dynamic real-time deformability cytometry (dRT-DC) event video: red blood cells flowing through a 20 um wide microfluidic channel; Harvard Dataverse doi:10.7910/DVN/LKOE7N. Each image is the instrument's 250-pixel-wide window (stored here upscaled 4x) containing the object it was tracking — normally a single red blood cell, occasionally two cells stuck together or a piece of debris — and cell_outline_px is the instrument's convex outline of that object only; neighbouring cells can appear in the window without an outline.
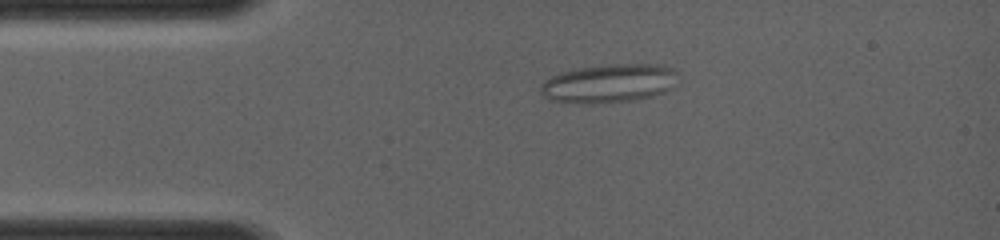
{"species": "common noctule bat (a hibernating species)", "species_latin": "Nyctalus noctula", "temperature_condition": "room temperature", "stored_images_in_passage": 11, "camera_frame_rate_fps": 4000, "um_per_image_px": 0.085, "animal": {"sex": "female", "body_mass_g": 19.0, "forearm_length_mm": 56.7}, "frame": {"image": 1, "passage_image": 3, "time_ms": 0.5, "image_size_px": [1000, 240], "cell_outline_px": [[672, 88], [664, 92], [652, 96], [628, 100], [588, 104], [552, 100], [544, 96], [540, 88], [544, 80], [552, 76], [564, 72], [584, 68], [632, 64], [648, 64], [672, 68]], "centroid_in_image_um": [51.7, 7.11], "position_along_channel_um": 33.3, "area_um2": 29.48}}
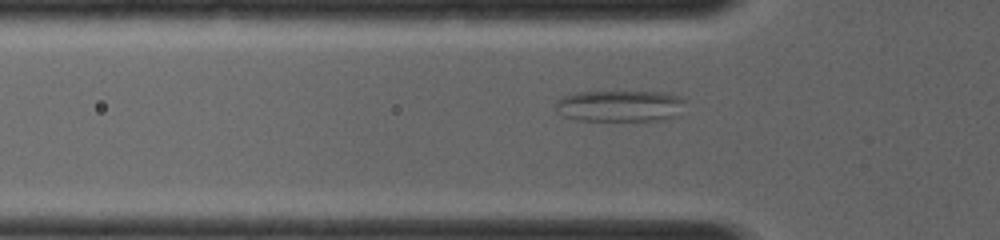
{"frame": {"image": 2, "passage_image": 9, "time_ms": 2.0, "image_size_px": [1000, 240], "cell_outline_px": [[684, 100], [680, 116], [652, 120], [580, 120], [564, 116], [556, 112], [556, 104], [560, 100], [568, 96], [580, 92], [664, 92], [676, 96]], "centroid_in_image_um": [52.72, 9.01], "position_along_channel_um": 73.1, "area_um2": 23.24}}